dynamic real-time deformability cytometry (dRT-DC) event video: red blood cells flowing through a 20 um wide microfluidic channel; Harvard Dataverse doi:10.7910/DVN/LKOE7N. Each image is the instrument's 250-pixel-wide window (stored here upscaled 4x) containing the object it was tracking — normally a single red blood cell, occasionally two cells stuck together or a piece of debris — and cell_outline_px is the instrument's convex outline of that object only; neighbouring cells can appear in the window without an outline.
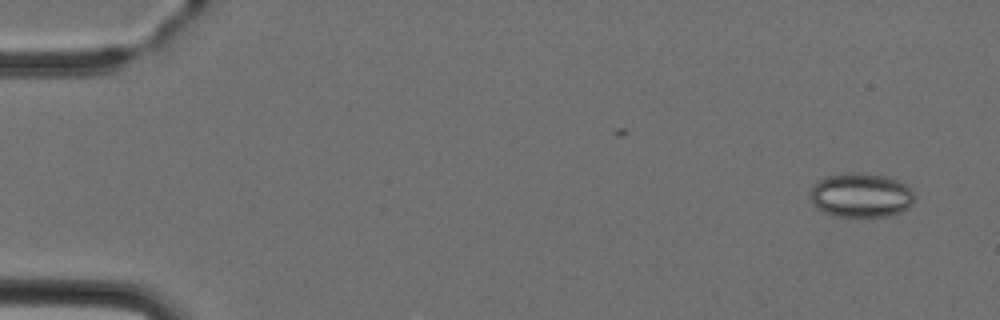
{"species": "Egyptian fruit bat (a non-hibernating species)", "species_latin": "Rousettus aegyptiacus", "temperature_condition": "cold", "stored_images_in_passage": 4, "camera_frame_rate_fps": 3000, "um_per_image_px": 0.085, "animal": {"sex": "female"}, "frame": {"image": 1, "passage_image": 1, "time_ms": 0.0, "image_size_px": [1000, 320], "cell_outline_px": [[912, 204], [908, 208], [900, 212], [888, 216], [832, 216], [816, 208], [812, 204], [808, 196], [812, 188], [824, 176], [856, 172], [860, 172], [884, 176], [908, 184], [912, 192]], "centroid_in_image_um": [73.15, 16.6], "position_along_channel_um": 11.9, "area_um2": 26.93}}